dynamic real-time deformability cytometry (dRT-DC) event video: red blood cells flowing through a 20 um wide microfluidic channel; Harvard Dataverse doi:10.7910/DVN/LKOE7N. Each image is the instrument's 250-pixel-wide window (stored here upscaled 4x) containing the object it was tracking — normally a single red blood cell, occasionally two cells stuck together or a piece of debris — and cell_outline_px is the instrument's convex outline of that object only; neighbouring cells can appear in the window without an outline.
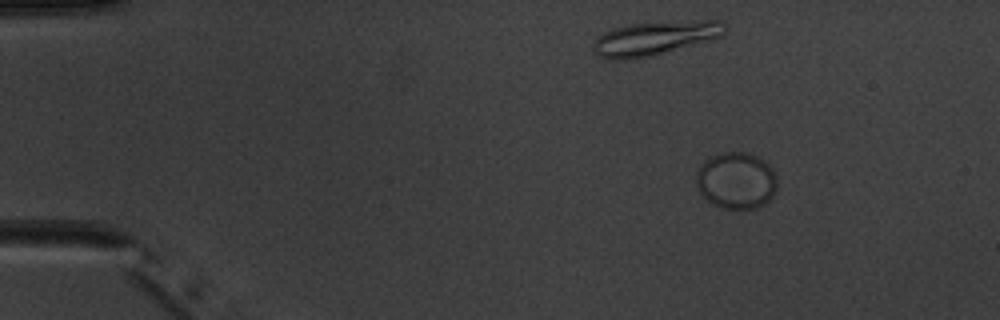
{"species": "common noctule bat (a hibernating species)", "species_latin": "Nyctalus noctula", "temperature_condition": "warm", "stored_images_in_passage": 6, "camera_frame_rate_fps": 3000, "um_per_image_px": 0.085, "animal": {"sex": "male", "body_mass_g": 20.1, "forearm_length_mm": 53.5}, "frame": {"image": 1, "passage_image": 2, "time_ms": 1.0, "image_size_px": [1000, 320], "cell_outline_px": [[776, 188], [772, 196], [768, 200], [756, 208], [720, 208], [712, 204], [700, 192], [696, 184], [696, 172], [700, 164], [704, 160], [712, 156], [724, 152], [744, 152], [756, 156], [764, 160], [772, 168], [776, 176]], "centroid_in_image_um": [62.56, 15.33], "position_along_channel_um": 22.4, "area_um2": 26.65}}
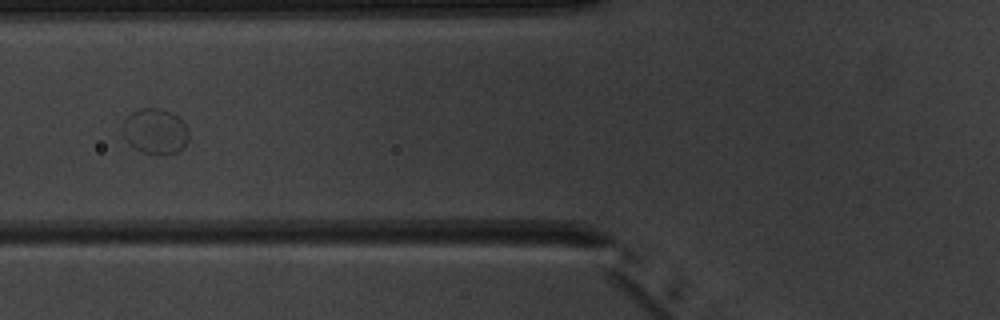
{"frame": {"image": 2, "passage_image": 6, "time_ms": 5.667, "image_size_px": [1000, 320], "cell_outline_px": [[188, 140], [184, 148], [176, 152], [156, 156], [140, 152], [128, 144], [124, 136], [124, 120], [132, 112], [140, 108], [160, 108], [172, 112], [188, 128]], "centroid_in_image_um": [13.2, 11.19], "position_along_channel_um": 112.6, "area_um2": 17.69}}